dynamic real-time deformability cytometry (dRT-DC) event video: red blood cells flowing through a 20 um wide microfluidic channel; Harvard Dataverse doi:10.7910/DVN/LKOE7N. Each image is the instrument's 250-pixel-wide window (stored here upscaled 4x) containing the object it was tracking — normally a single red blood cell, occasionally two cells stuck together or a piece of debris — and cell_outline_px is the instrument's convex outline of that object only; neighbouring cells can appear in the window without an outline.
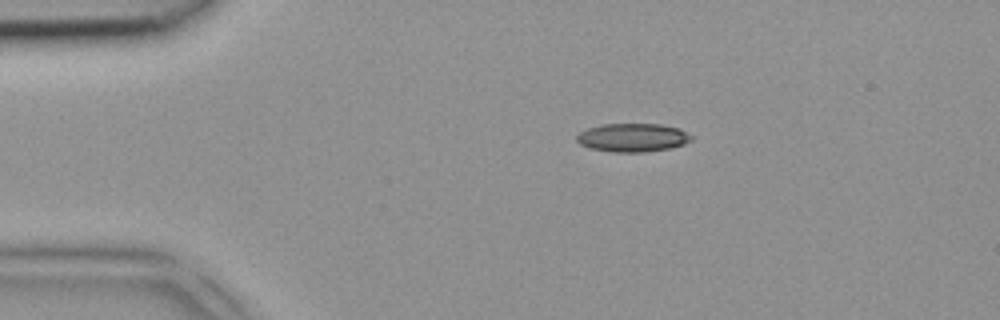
{"species": "common noctule bat (a hibernating species)", "species_latin": "Nyctalus noctula", "temperature_condition": "room temperature", "stored_images_in_passage": 3, "camera_frame_rate_fps": 3000, "um_per_image_px": 0.085, "animal": {"sex": "female", "body_mass_g": 18.4}, "frame": {"image": 1, "passage_image": 2, "time_ms": 0.333, "image_size_px": [1000, 320], "cell_outline_px": [[692, 140], [684, 144], [668, 148], [644, 152], [612, 152], [588, 148], [580, 144], [576, 140], [576, 136], [580, 132], [588, 128], [600, 124], [660, 124], [680, 128], [692, 136]], "centroid_in_image_um": [53.75, 11.69], "position_along_channel_um": 31.2, "area_um2": 19.07}}